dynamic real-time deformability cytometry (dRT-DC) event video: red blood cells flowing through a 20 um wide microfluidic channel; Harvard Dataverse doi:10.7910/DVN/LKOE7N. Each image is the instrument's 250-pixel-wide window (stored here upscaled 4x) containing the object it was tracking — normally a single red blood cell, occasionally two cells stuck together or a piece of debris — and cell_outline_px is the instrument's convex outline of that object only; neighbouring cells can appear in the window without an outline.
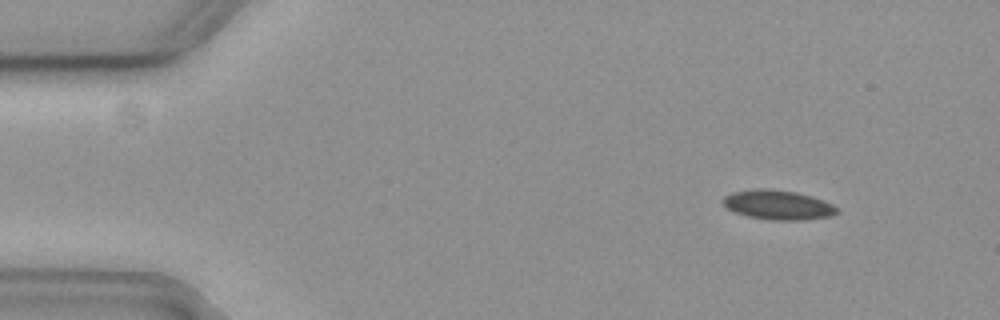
{"species": "common noctule bat (a hibernating species)", "species_latin": "Nyctalus noctula", "temperature_condition": "cold", "stored_images_in_passage": 6, "camera_frame_rate_fps": 3000, "um_per_image_px": 0.085, "animal": {"sex": "female", "body_mass_g": 19.3, "forearm_length_mm": 54.1}, "frame": {"image": 1, "passage_image": 2, "time_ms": 0.333, "image_size_px": [1000, 320], "cell_outline_px": [[840, 212], [828, 216], [804, 220], [772, 220], [748, 216], [736, 212], [728, 208], [720, 200], [724, 196], [732, 192], [756, 188], [768, 188], [796, 192], [812, 196], [824, 200], [840, 208]], "centroid_in_image_um": [66.15, 17.4], "position_along_channel_um": 18.9, "area_um2": 19.71}}